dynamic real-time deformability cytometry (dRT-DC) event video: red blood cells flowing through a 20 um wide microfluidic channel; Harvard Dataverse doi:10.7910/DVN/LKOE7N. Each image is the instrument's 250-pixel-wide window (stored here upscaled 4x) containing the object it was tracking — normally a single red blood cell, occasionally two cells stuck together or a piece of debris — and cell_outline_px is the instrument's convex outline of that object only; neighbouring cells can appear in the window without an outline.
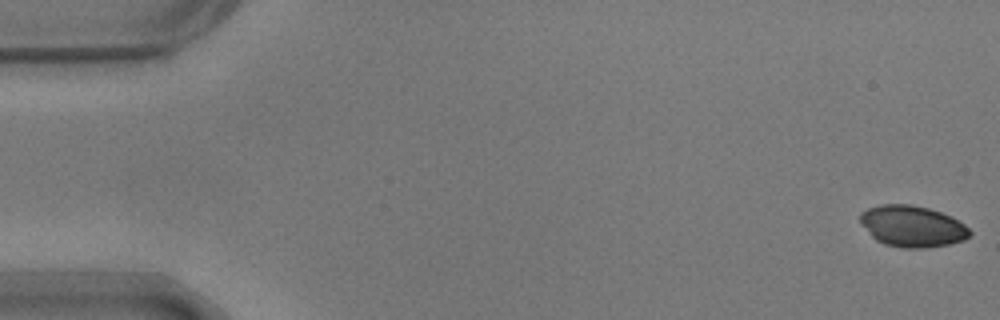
{"species": "common noctule bat (a hibernating species)", "species_latin": "Nyctalus noctula", "temperature_condition": "warm", "stored_images_in_passage": 17, "camera_frame_rate_fps": 3000, "um_per_image_px": 0.085, "animal": {"sex": "male", "body_mass_g": 17.9}, "frame": {"image": 1, "passage_image": 1, "time_ms": 0.0, "image_size_px": [1000, 320], "cell_outline_px": [[972, 232], [964, 240], [948, 244], [924, 248], [904, 248], [884, 244], [876, 240], [860, 224], [860, 212], [868, 208], [880, 204], [912, 204], [928, 208], [952, 216], [964, 224]], "centroid_in_image_um": [77.52, 19.22], "position_along_channel_um": 7.5, "area_um2": 26.47}}
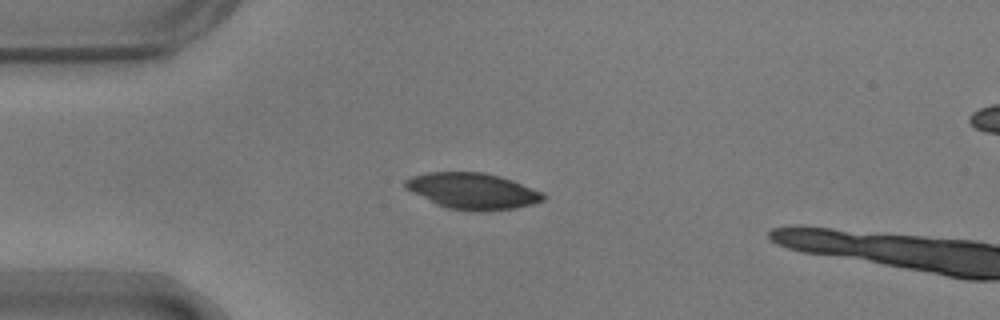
{"frame": {"image": 2, "passage_image": 14, "time_ms": 4.333, "image_size_px": [1000, 320], "cell_outline_px": [[548, 196], [544, 200], [532, 204], [516, 208], [448, 208], [436, 204], [404, 188], [404, 180], [412, 176], [428, 172], [484, 172], [500, 176], [512, 180], [544, 192]], "centroid_in_image_um": [40.17, 16.18], "position_along_channel_um": 44.8, "area_um2": 28.26}}